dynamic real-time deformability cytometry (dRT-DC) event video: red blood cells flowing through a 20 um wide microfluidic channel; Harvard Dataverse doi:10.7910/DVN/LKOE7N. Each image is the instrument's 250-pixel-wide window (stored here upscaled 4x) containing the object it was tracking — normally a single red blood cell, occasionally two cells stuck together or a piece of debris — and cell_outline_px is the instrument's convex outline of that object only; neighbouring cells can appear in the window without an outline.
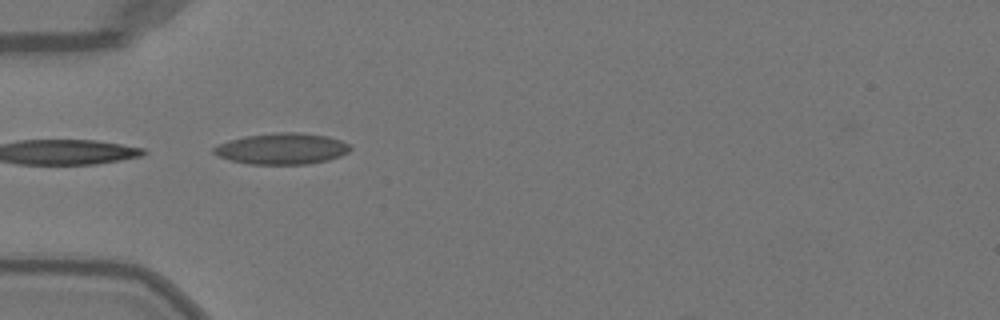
{"species": "Egyptian fruit bat (a non-hibernating species)", "species_latin": "Rousettus aegyptiacus", "temperature_condition": "warm", "stored_images_in_passage": 31, "camera_frame_rate_fps": 3000, "um_per_image_px": 0.085, "animal": {"sex": "female"}, "frame": {"image": 1, "passage_image": 1, "time_ms": 0.0, "image_size_px": [1000, 320], "cell_outline_px": [[352, 148], [348, 152], [340, 156], [328, 160], [308, 164], [248, 164], [232, 160], [220, 156], [212, 152], [212, 148], [228, 140], [244, 136], [276, 132], [300, 132], [328, 136], [340, 140], [348, 144]], "centroid_in_image_um": [23.98, 12.63], "position_along_channel_um": 61.0, "area_um2": 24.8}}
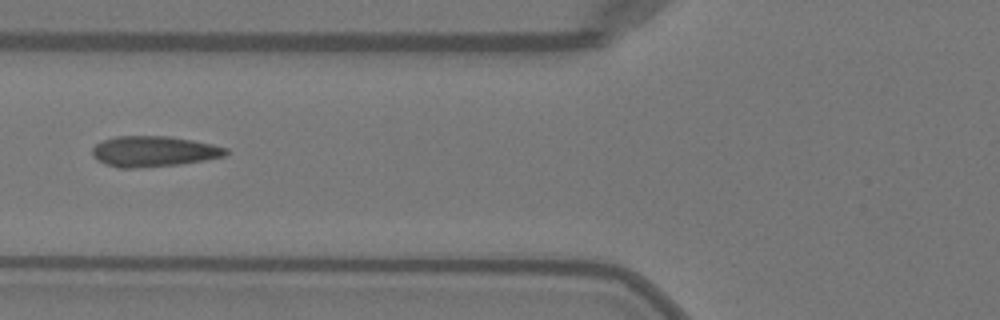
{"frame": {"image": 2, "passage_image": 5, "time_ms": 1.333, "image_size_px": [1000, 320], "cell_outline_px": [[228, 152], [224, 156], [204, 160], [180, 164], [132, 168], [120, 168], [104, 164], [96, 160], [92, 156], [92, 148], [96, 144], [104, 140], [116, 136], [172, 136], [212, 144], [228, 148]], "centroid_in_image_um": [13.04, 12.86], "position_along_channel_um": 112.8, "area_um2": 23.87}, "authors_computed_cell_mechanics": {"area_um2": 23.5824, "velocity_mm_per_s": 4.0726, "shape_relaxation_time_tau1_ms": 5.4014, "shape_relaxation_time_tau2_ms": null, "deformation_change_tau1": 0.2089, "deformation_change_tau2": null}}